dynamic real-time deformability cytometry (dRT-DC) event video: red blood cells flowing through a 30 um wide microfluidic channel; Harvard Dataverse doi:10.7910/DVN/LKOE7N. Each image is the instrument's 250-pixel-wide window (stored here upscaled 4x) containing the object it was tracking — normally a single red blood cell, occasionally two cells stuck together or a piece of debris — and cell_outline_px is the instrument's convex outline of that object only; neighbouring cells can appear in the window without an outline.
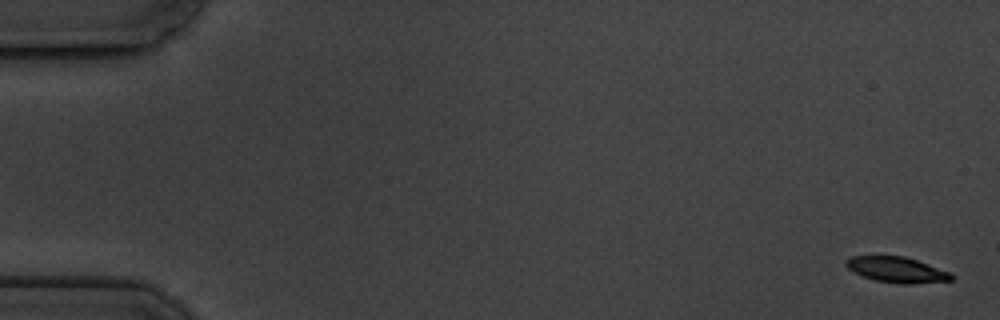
{"species": "common noctule bat (a hibernating species)", "species_latin": "Nyctalus noctula", "temperature_condition": "cold", "stored_images_in_passage": 5, "camera_frame_rate_fps": 3000, "um_per_image_px": 0.085, "animal": {"sex": "male", "body_mass_g": 19.5, "forearm_length_mm": 54.6}, "frame": {"image": 1, "passage_image": 1, "time_ms": 0.0, "image_size_px": [1000, 320], "cell_outline_px": [[952, 280], [912, 284], [900, 284], [876, 280], [864, 276], [848, 268], [844, 264], [844, 260], [852, 256], [904, 256], [952, 272]], "centroid_in_image_um": [76.24, 22.92], "position_along_channel_um": 8.8, "area_um2": 15.61}}